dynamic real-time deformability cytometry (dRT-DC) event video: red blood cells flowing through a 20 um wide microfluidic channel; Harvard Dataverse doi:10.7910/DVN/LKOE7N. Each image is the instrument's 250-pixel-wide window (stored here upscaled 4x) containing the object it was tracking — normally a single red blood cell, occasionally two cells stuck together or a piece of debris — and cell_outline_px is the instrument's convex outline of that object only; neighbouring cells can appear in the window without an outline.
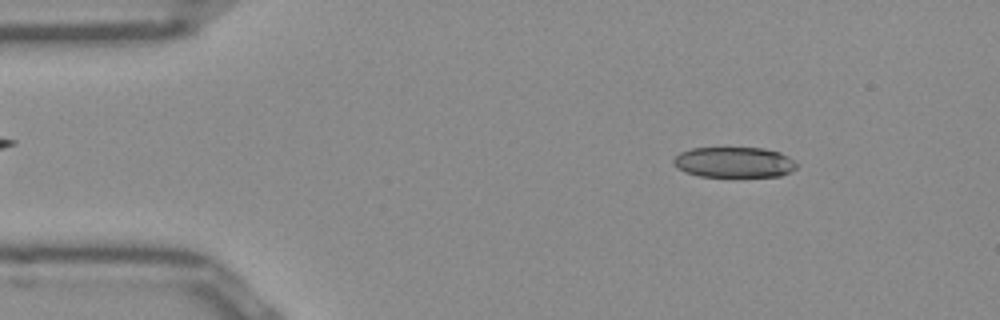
{"species": "Egyptian fruit bat (a non-hibernating species)", "species_latin": "Rousettus aegyptiacus", "temperature_condition": "room temperature", "stored_images_in_passage": 50, "camera_frame_rate_fps": 3000, "um_per_image_px": 0.085, "frame": {"image": 1, "passage_image": 6, "time_ms": 1.667, "image_size_px": [1000, 320], "cell_outline_px": [[796, 168], [780, 176], [700, 176], [684, 172], [672, 160], [680, 152], [692, 148], [764, 148], [780, 152], [788, 156], [796, 164]], "centroid_in_image_um": [62.4, 13.78], "position_along_channel_um": 22.6, "area_um2": 21.62}}
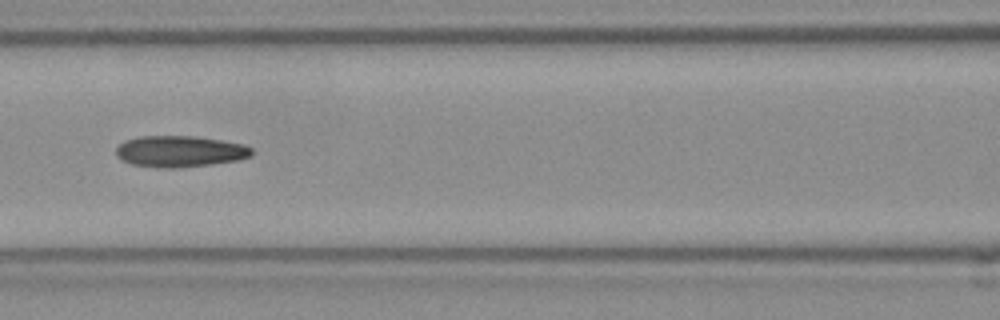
{"frame": {"image": 2, "passage_image": 21, "time_ms": 6.667, "image_size_px": [1000, 320], "cell_outline_px": [[252, 156], [236, 160], [212, 164], [180, 168], [168, 168], [132, 164], [116, 156], [116, 148], [124, 140], [140, 136], [196, 136], [220, 140], [240, 144], [252, 148]], "centroid_in_image_um": [15.27, 12.86], "position_along_channel_um": 151.3, "area_um2": 24.57}}
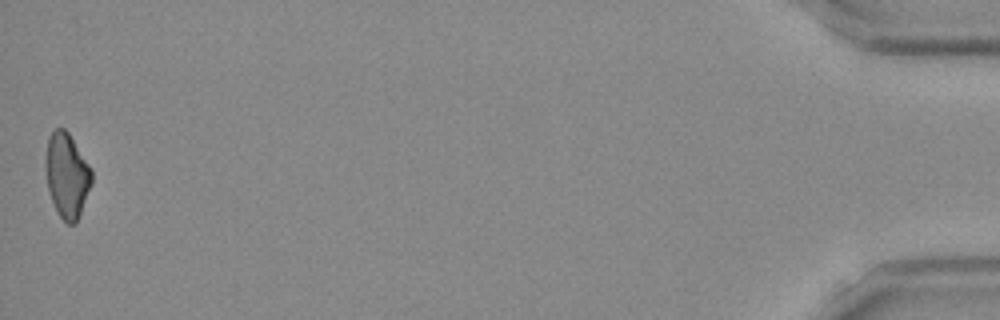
{"frame": {"image": 3, "passage_image": 50, "time_ms": 16.333, "image_size_px": [1000, 320], "cell_outline_px": [[92, 184], [76, 224], [68, 224], [60, 216], [52, 200], [48, 188], [44, 168], [44, 156], [48, 140], [52, 132], [56, 128], [64, 128], [68, 132], [92, 168]], "centroid_in_image_um": [5.69, 14.89], "position_along_channel_um": 429.5, "area_um2": 22.89}, "authors_computed_cell_mechanics": {"area_um2": 23.9003, "velocity_mm_per_s": 3.9349, "shape_relaxation_time_tau1_ms": null, "shape_relaxation_time_tau2_ms": 8.1826, "deformation_change_tau1": null, "deformation_change_tau2": 0.202}}